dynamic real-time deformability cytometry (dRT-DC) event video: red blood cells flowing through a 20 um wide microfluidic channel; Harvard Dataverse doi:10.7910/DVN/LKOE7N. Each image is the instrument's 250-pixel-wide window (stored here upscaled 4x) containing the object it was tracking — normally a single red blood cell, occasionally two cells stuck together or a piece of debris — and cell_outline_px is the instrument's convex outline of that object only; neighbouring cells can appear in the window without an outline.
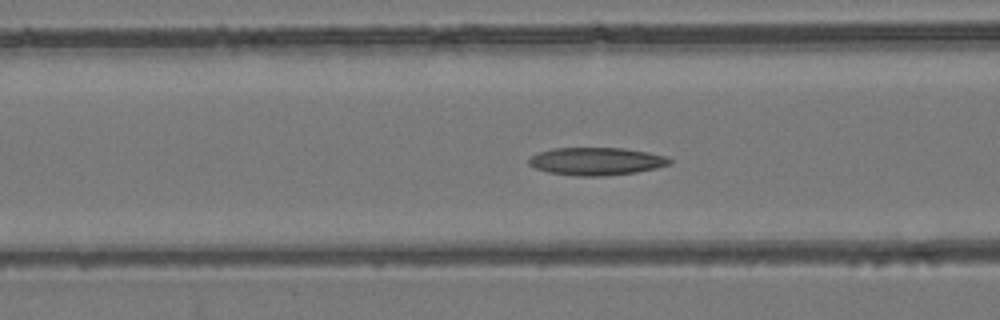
{"species": "common noctule bat (a hibernating species)", "species_latin": "Nyctalus noctula", "temperature_condition": "room temperature", "stored_images_in_passage": 53, "camera_frame_rate_fps": 3000, "um_per_image_px": 0.085, "animal": {"sex": "female", "body_mass_g": 24.6, "forearm_length_mm": 56.2}, "frame": {"image": 1, "passage_image": 21, "time_ms": 6.667, "image_size_px": [1000, 320], "cell_outline_px": [[672, 160], [668, 164], [656, 168], [636, 172], [604, 176], [580, 176], [548, 172], [536, 168], [528, 164], [528, 160], [536, 152], [552, 148], [624, 148], [648, 152], [668, 156]], "centroid_in_image_um": [50.68, 13.7], "position_along_channel_um": 115.9, "area_um2": 22.77}}
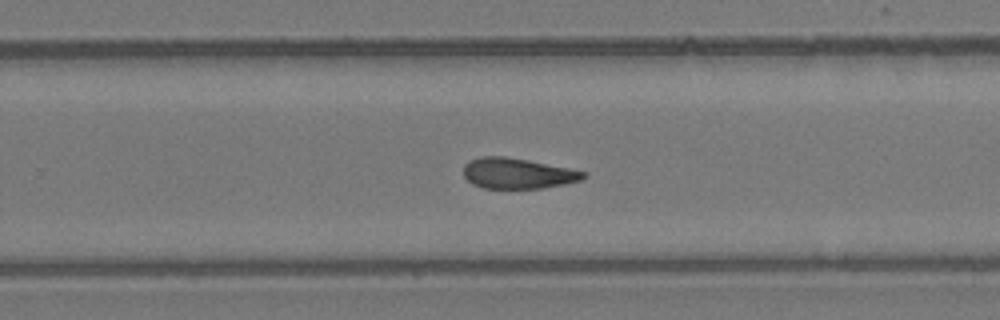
{"frame": {"image": 2, "passage_image": 34, "time_ms": 11.0, "image_size_px": [1000, 320], "cell_outline_px": [[588, 176], [580, 180], [544, 188], [484, 188], [472, 184], [464, 176], [464, 164], [468, 160], [480, 156], [504, 156], [528, 160], [588, 172]], "centroid_in_image_um": [43.98, 14.73], "position_along_channel_um": 285.8, "area_um2": 21.39}}
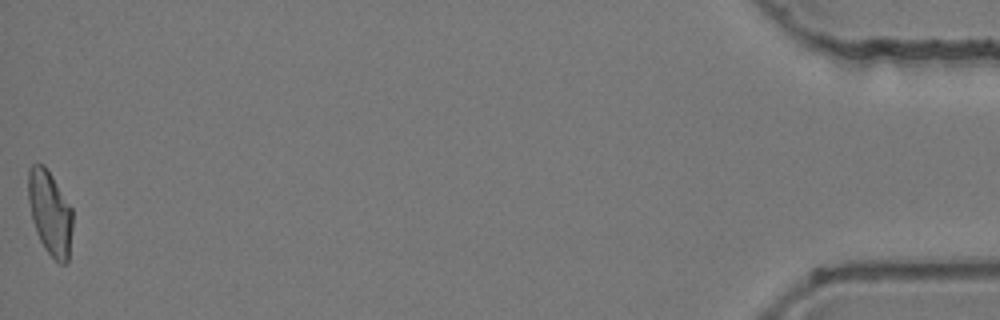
{"frame": {"image": 3, "passage_image": 53, "time_ms": 17.333, "image_size_px": [1000, 320], "cell_outline_px": [[72, 228], [68, 260], [64, 264], [60, 264], [44, 248], [36, 232], [32, 220], [28, 200], [28, 168], [32, 164], [44, 164], [52, 176], [72, 208]], "centroid_in_image_um": [4.24, 18.08], "position_along_channel_um": 431.0, "area_um2": 21.73}, "authors_computed_cell_mechanics": {"area_um2": 22.1952, "velocity_mm_per_s": 3.9203, "shape_relaxation_time_tau1_ms": null, "shape_relaxation_time_tau2_ms": 5.3522, "deformation_change_tau1": null, "deformation_change_tau2": 0.1407}}